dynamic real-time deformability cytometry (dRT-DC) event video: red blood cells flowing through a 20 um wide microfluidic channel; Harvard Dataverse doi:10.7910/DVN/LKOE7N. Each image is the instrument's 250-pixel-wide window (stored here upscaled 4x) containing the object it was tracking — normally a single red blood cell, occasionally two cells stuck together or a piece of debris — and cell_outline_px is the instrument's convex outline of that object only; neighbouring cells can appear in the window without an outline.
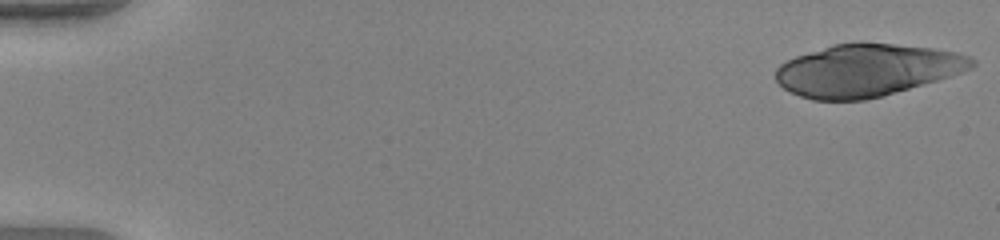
{"species": "human", "species_latin": "Homo sapiens", "temperature_condition": "warm", "stored_images_in_passage": 50, "camera_frame_rate_fps": 3000, "um_per_image_px": 0.085, "donor": {"sex": "female"}, "frame": {"image": 1, "passage_image": 1, "time_ms": 0.0, "image_size_px": [1000, 240], "cell_outline_px": [[976, 64], [972, 68], [952, 76], [884, 96], [864, 100], [812, 100], [800, 96], [784, 88], [776, 80], [776, 68], [780, 64], [796, 56], [832, 44], [856, 40], [860, 40], [932, 48], [956, 52], [972, 56], [976, 60]], "centroid_in_image_um": [73.72, 5.94], "position_along_channel_um": 11.3, "area_um2": 60.52}}
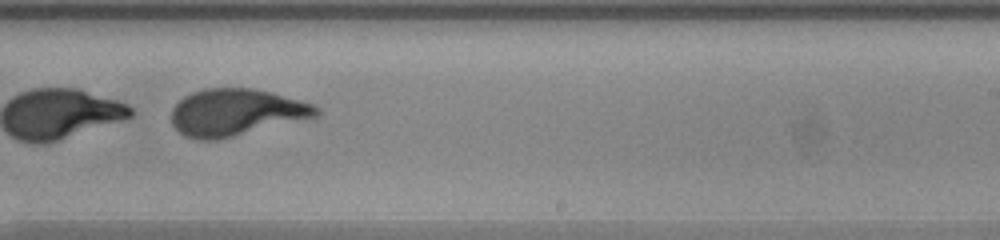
{"frame": {"image": 2, "passage_image": 33, "time_ms": 10.667, "image_size_px": [1000, 240], "cell_outline_px": [[320, 112], [316, 116], [216, 140], [200, 140], [184, 136], [172, 124], [172, 108], [184, 96], [192, 92], [204, 88], [248, 88], [272, 92], [300, 100], [312, 104], [320, 108]], "centroid_in_image_um": [20.03, 9.54], "position_along_channel_um": 269.0, "area_um2": 39.13}}